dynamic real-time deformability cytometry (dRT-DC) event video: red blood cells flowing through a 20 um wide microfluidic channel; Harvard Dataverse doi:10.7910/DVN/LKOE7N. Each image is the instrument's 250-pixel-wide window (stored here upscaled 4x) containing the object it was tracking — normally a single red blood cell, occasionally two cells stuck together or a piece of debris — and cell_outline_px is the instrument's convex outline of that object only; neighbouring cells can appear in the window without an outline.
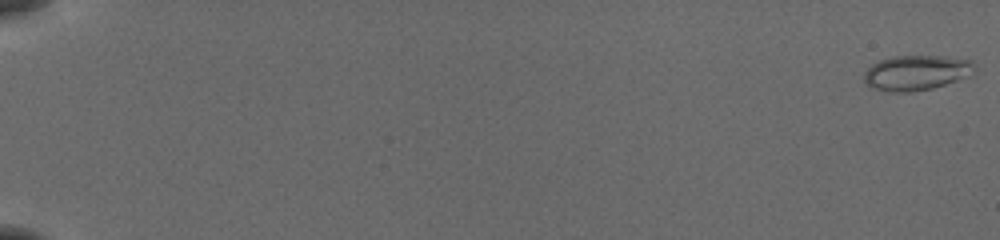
{"species": "common noctule bat (a hibernating species)", "species_latin": "Nyctalus noctula", "temperature_condition": "cold", "stored_images_in_passage": 5, "camera_frame_rate_fps": 3000, "um_per_image_px": 0.085, "animal": {"sex": "female", "body_mass_g": 19.5, "forearm_length_mm": 54.1}, "frame": {"image": 1, "passage_image": 1, "time_ms": 0.0, "image_size_px": [1000, 240], "cell_outline_px": [[976, 68], [972, 76], [932, 88], [912, 92], [892, 92], [876, 88], [864, 84], [864, 72], [872, 64], [880, 60], [892, 56], [940, 56], [972, 60], [976, 64]], "centroid_in_image_um": [77.93, 6.18], "position_along_channel_um": 7.1, "area_um2": 22.77}}